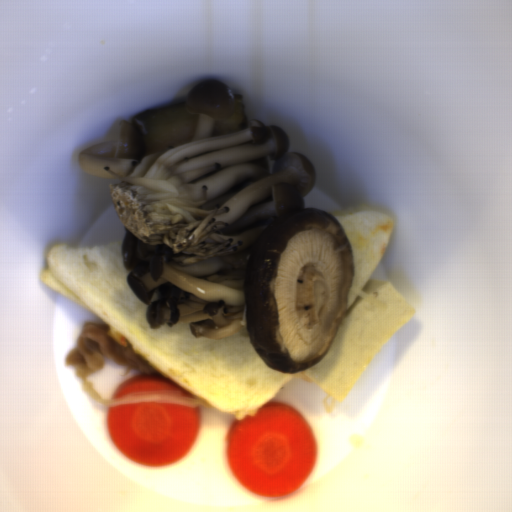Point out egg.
<instances>
[{
    "label": "egg",
    "mask_w": 512,
    "mask_h": 512,
    "mask_svg": "<svg viewBox=\"0 0 512 512\" xmlns=\"http://www.w3.org/2000/svg\"><path fill=\"white\" fill-rule=\"evenodd\" d=\"M109 335H110V338L113 339L119 345H122L124 347L126 345L129 346V344L126 341L125 337L123 335H121L119 332H116V331H114L113 329L110 328Z\"/></svg>",
    "instance_id": "1"
}]
</instances>
